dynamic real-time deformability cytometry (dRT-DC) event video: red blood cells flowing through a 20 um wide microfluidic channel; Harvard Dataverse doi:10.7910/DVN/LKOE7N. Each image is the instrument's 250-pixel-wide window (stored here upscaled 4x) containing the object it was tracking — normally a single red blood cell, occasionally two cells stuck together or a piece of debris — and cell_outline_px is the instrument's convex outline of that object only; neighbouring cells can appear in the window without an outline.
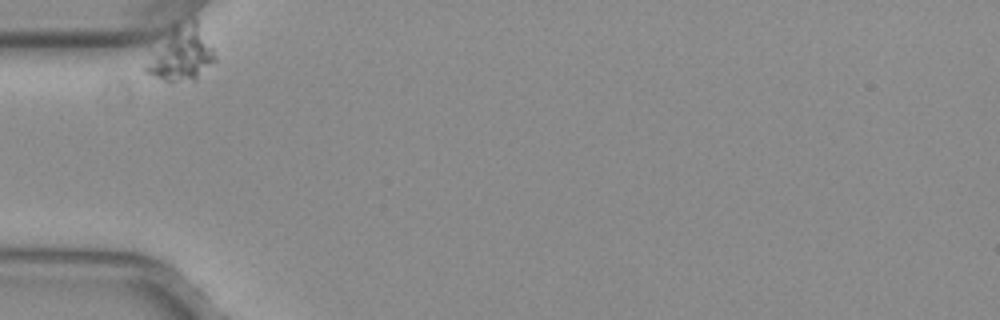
{"species": "common noctule bat (a hibernating species)", "species_latin": "Nyctalus noctula", "temperature_condition": "warm", "stored_images_in_passage": 33, "camera_frame_rate_fps": 3000, "um_per_image_px": 0.085, "animal": {"sex": "female", "body_mass_g": 29.2, "forearm_length_mm": 56.3}, "frame": {"image": 1, "passage_image": 1, "time_ms": 0.0, "image_size_px": [1000, 320], "cell_outline_px": [[216, 60], [196, 80], [164, 80], [144, 72], [144, 68], [148, 48], [156, 36], [168, 24], [192, 16], [196, 16], [216, 56]], "centroid_in_image_um": [15.3, 4.41], "position_along_channel_um": 69.7, "area_um2": 23.76}}
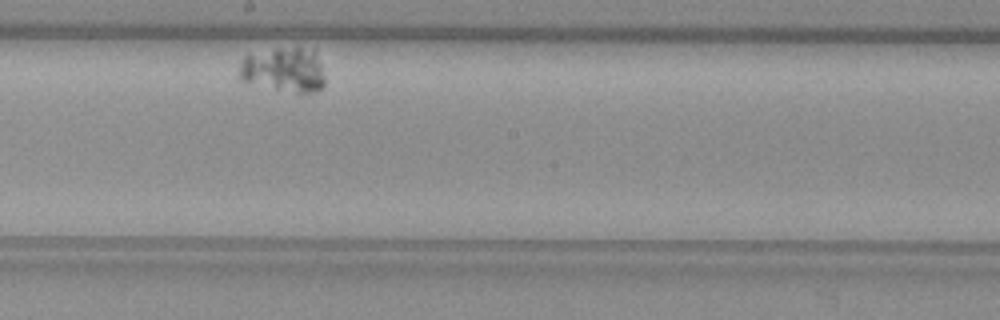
{"frame": {"image": 2, "passage_image": 19, "time_ms": 6.0, "image_size_px": [1000, 320], "cell_outline_px": [[324, 88], [316, 92], [296, 92], [276, 88], [240, 80], [240, 64], [244, 56], [276, 48], [300, 48], [312, 52], [316, 56], [324, 72]], "centroid_in_image_um": [24.15, 5.94], "position_along_channel_um": 224.1, "area_um2": 21.68}}
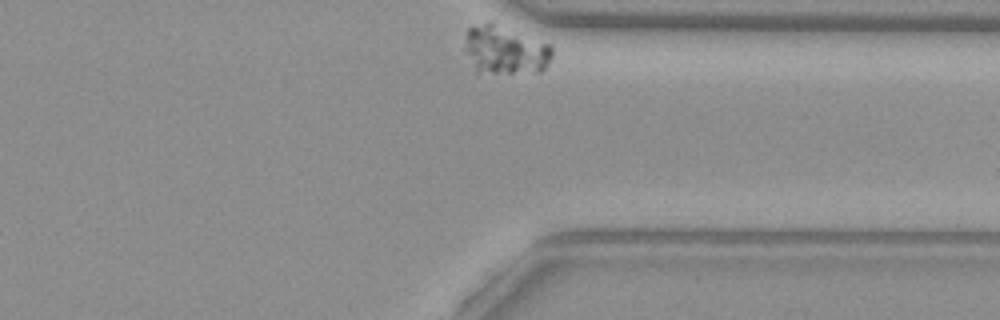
{"frame": {"image": 3, "passage_image": 33, "time_ms": 10.667, "image_size_px": [1000, 320], "cell_outline_px": [[552, 56], [544, 68], [540, 72], [476, 76], [464, 48], [464, 40], [468, 28], [488, 20], [492, 20], [548, 44], [552, 48]], "centroid_in_image_um": [42.86, 4.29], "position_along_channel_um": 368.5, "area_um2": 25.89}}